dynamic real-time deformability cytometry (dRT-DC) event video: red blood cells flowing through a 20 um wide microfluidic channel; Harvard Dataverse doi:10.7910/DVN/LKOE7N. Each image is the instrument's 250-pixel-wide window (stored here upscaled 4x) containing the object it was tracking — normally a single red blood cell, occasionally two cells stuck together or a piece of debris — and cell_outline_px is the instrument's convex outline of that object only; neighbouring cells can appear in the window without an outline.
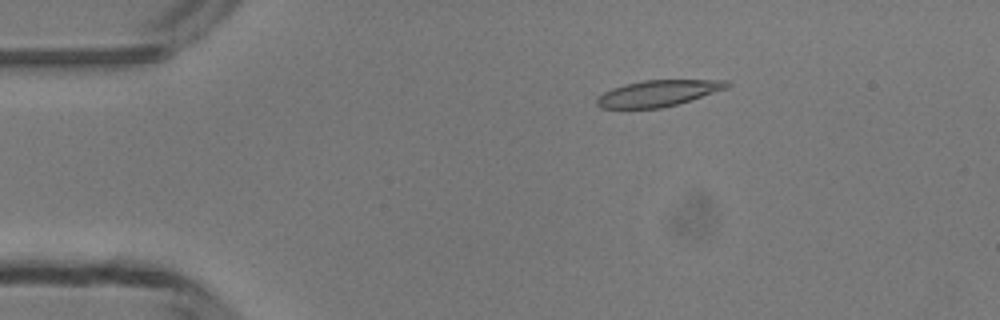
{"species": "common noctule bat (a hibernating species)", "species_latin": "Nyctalus noctula", "temperature_condition": "room temperature", "stored_images_in_passage": 49, "camera_frame_rate_fps": 3000, "um_per_image_px": 0.085, "animal": {"sex": "male", "body_mass_g": 13.3}, "frame": {"image": 1, "passage_image": 9, "time_ms": 2.667, "image_size_px": [1000, 320], "cell_outline_px": [[732, 84], [728, 88], [676, 104], [660, 108], [600, 108], [596, 104], [596, 96], [612, 88], [624, 84], [644, 80], [728, 80]], "centroid_in_image_um": [55.91, 7.92], "position_along_channel_um": 29.1, "area_um2": 19.83}}
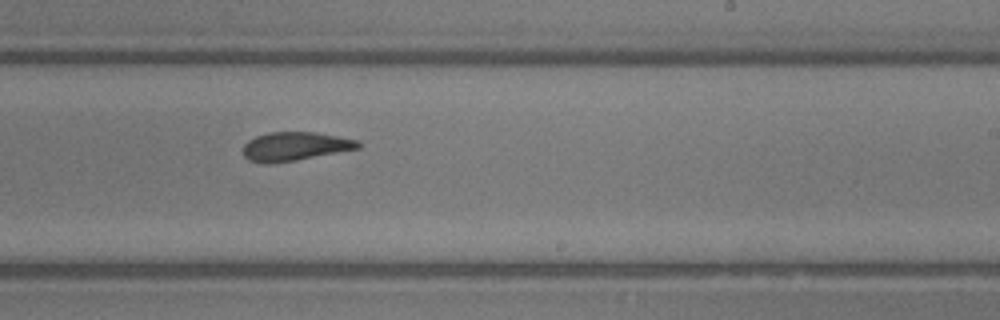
{"frame": {"image": 2, "passage_image": 30, "time_ms": 9.667, "image_size_px": [1000, 320], "cell_outline_px": [[360, 148], [296, 160], [264, 164], [248, 160], [244, 156], [244, 144], [248, 140], [256, 136], [268, 132], [316, 132], [360, 140]], "centroid_in_image_um": [25.07, 12.43], "position_along_channel_um": 263.9, "area_um2": 19.25}}
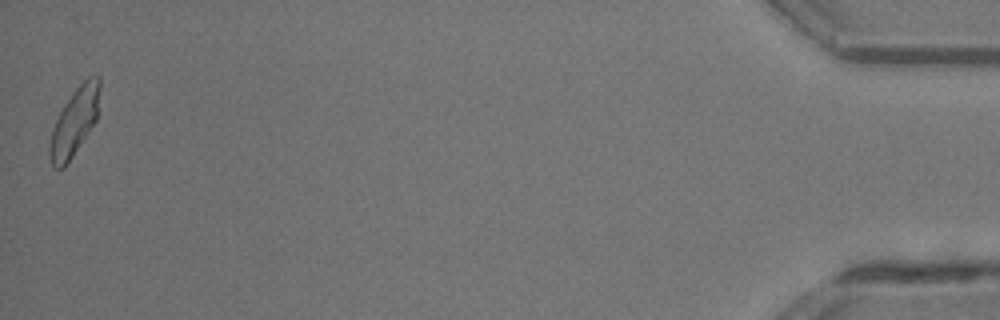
{"frame": {"image": 3, "passage_image": 49, "time_ms": 16.0, "image_size_px": [1000, 320], "cell_outline_px": [[100, 88], [96, 120], [64, 168], [52, 168], [48, 156], [48, 148], [52, 132], [56, 120], [64, 104], [76, 88], [88, 76], [100, 76]], "centroid_in_image_um": [6.31, 10.36], "position_along_channel_um": 428.9, "area_um2": 19.36}, "authors_computed_cell_mechanics": {"area_um2": 19.9988, "velocity_mm_per_s": 4.1697, "shape_relaxation_time_tau1_ms": 5.0595, "shape_relaxation_time_tau2_ms": 2.0474, "deformation_change_tau1": 0.1815, "deformation_change_tau2": 0.0985}}